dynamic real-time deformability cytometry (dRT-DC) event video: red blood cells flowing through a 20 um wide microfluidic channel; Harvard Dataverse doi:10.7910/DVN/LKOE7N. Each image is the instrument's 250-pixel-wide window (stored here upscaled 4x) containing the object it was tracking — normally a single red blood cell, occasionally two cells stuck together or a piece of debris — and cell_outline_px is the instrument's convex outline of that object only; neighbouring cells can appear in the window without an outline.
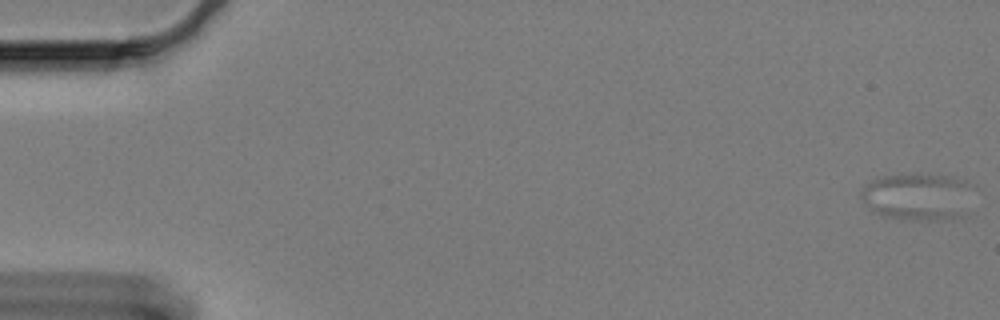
{"species": "Egyptian fruit bat (a non-hibernating species)", "species_latin": "Rousettus aegyptiacus", "temperature_condition": "cold", "stored_images_in_passage": 64, "segment_of_instrument_passage": [1, 2], "camera_frame_rate_fps": 3000, "um_per_image_px": 0.085, "animal": {"sex": "female"}, "frame": {"image": 1, "passage_image": 1, "time_ms": 0.0, "image_size_px": [1000, 320], "cell_outline_px": [[976, 184], [964, 220], [908, 220], [884, 216], [872, 212], [860, 196], [860, 192], [864, 184], [872, 180], [884, 176], [948, 176], [964, 180]], "centroid_in_image_um": [78.1, 16.77], "position_along_channel_um": 6.9, "area_um2": 31.44}}
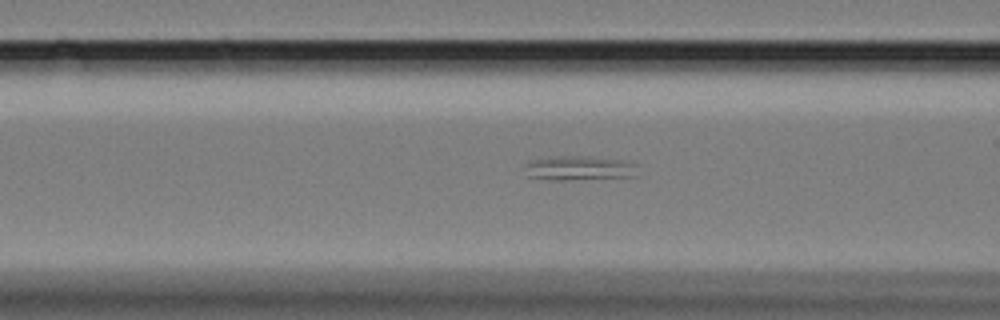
{"frame": {"image": 2, "passage_image": 26, "time_ms": 8.333, "image_size_px": [1000, 320], "cell_outline_px": [[636, 176], [564, 180], [552, 180], [528, 176], [524, 164], [528, 160], [560, 156], [588, 156], [616, 160], [636, 164]], "centroid_in_image_um": [49.16, 14.29], "position_along_channel_um": 117.4, "area_um2": 15.84}}
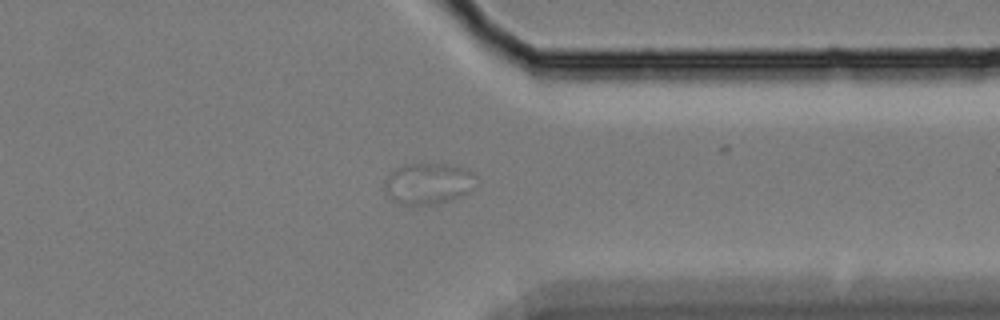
{"frame": {"image": 3, "passage_image": 51, "time_ms": 16.667, "image_size_px": [1000, 320], "cell_outline_px": [[476, 188], [472, 192], [464, 196], [436, 204], [400, 204], [384, 188], [384, 180], [396, 168], [404, 164], [452, 164], [464, 168], [472, 172], [476, 176]], "centroid_in_image_um": [36.5, 15.59], "position_along_channel_um": 374.9, "area_um2": 22.08}}